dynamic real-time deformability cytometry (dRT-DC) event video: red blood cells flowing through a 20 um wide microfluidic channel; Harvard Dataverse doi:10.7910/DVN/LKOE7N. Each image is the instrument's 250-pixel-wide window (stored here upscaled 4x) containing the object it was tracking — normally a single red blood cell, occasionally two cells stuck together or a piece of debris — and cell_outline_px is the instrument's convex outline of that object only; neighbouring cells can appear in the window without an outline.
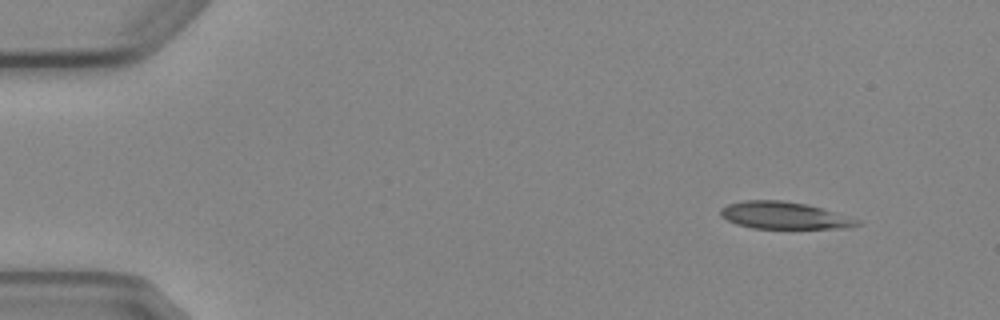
{"species": "Egyptian fruit bat (a non-hibernating species)", "species_latin": "Rousettus aegyptiacus", "temperature_condition": "cold", "stored_images_in_passage": 4, "segment_of_instrument_passage": [1, 2], "camera_frame_rate_fps": 3000, "um_per_image_px": 0.085, "animal": {"sex": "female"}, "frame": {"image": 1, "passage_image": 1, "time_ms": 0.0, "image_size_px": [1000, 320], "cell_outline_px": [[860, 224], [848, 228], [752, 228], [736, 224], [720, 216], [720, 208], [728, 204], [744, 200], [784, 200], [808, 204], [860, 220]], "centroid_in_image_um": [66.62, 18.3], "position_along_channel_um": 18.4, "area_um2": 21.56}}